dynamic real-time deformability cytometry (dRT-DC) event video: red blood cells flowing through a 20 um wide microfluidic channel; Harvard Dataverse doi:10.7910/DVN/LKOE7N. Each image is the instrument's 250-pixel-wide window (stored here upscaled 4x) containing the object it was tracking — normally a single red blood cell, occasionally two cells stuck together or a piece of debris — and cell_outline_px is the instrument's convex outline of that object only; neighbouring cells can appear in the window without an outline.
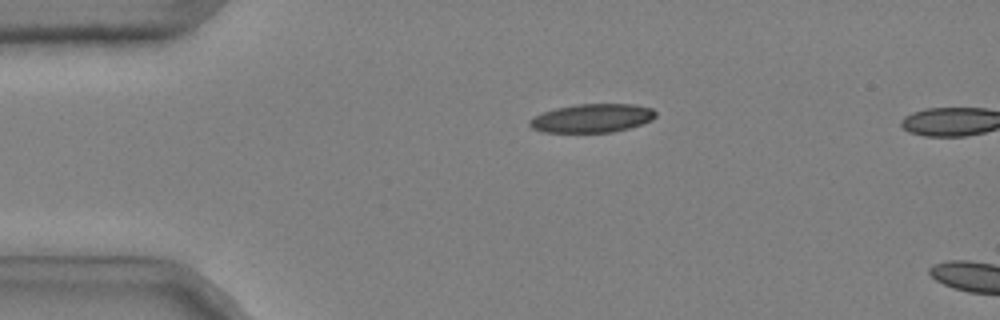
{"species": "common noctule bat (a hibernating species)", "species_latin": "Nyctalus noctula", "temperature_condition": "cold", "stored_images_in_passage": 3, "camera_frame_rate_fps": 3000, "um_per_image_px": 0.085, "animal": {"sex": "male", "body_mass_g": 20.4}, "frame": {"image": 1, "passage_image": 1, "time_ms": 0.0, "image_size_px": [1000, 320], "cell_outline_px": [[656, 116], [652, 120], [628, 128], [612, 132], [544, 132], [532, 128], [528, 124], [528, 120], [544, 112], [556, 108], [580, 104], [632, 104], [652, 108], [656, 112]], "centroid_in_image_um": [50.33, 10.04], "position_along_channel_um": 34.7, "area_um2": 20.81}}